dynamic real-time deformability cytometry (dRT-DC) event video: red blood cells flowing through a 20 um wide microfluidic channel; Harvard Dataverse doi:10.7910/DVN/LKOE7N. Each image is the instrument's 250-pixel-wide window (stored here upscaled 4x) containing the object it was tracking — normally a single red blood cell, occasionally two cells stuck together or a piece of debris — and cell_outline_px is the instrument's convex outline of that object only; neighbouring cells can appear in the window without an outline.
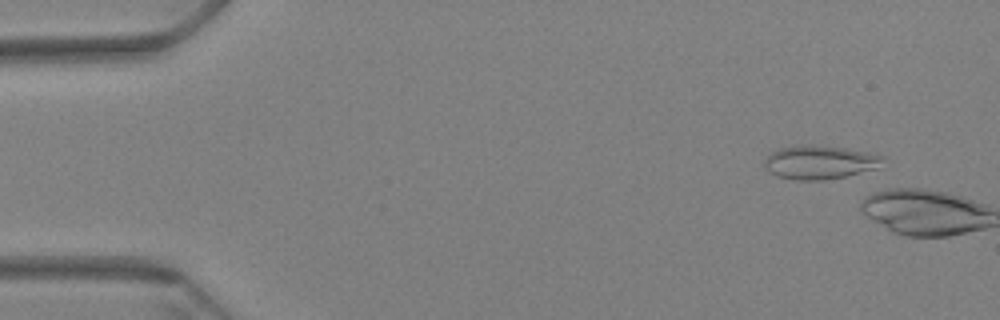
{"species": "Egyptian fruit bat (a non-hibernating species)", "species_latin": "Rousettus aegyptiacus", "temperature_condition": "warm", "stored_images_in_passage": 7, "camera_frame_rate_fps": 3000, "um_per_image_px": 0.085, "animal": {"sex": "female"}, "frame": {"image": 1, "passage_image": 5, "time_ms": 1.333, "image_size_px": [1000, 320], "cell_outline_px": [[888, 156], [880, 168], [844, 176], [824, 180], [796, 180], [776, 176], [768, 172], [764, 168], [764, 160], [772, 152], [780, 148], [796, 144], [844, 148], [868, 152]], "centroid_in_image_um": [69.71, 13.8], "position_along_channel_um": 15.3, "area_um2": 23.47}}